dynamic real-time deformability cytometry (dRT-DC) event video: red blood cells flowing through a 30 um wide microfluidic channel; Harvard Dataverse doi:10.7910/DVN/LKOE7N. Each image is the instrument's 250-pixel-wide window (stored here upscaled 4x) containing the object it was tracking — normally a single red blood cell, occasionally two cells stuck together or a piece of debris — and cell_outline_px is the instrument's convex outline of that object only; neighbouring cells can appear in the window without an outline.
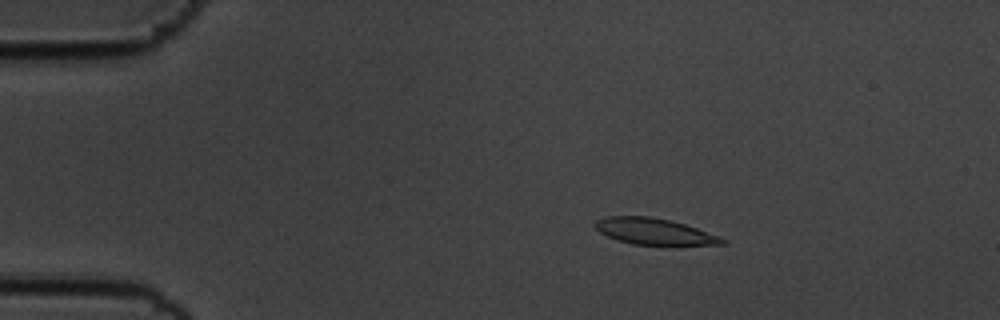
{"species": "common noctule bat (a hibernating species)", "species_latin": "Nyctalus noctula", "temperature_condition": "cold", "stored_images_in_passage": 51, "camera_frame_rate_fps": 3000, "um_per_image_px": 0.085, "animal": {"sex": "male", "body_mass_g": 19.5, "forearm_length_mm": 54.6}, "frame": {"image": 1, "passage_image": 4, "time_ms": 1.0, "image_size_px": [1000, 320], "cell_outline_px": [[728, 240], [724, 244], [632, 244], [616, 240], [600, 232], [596, 228], [596, 220], [608, 216], [648, 216], [668, 220], [684, 224], [720, 236]], "centroid_in_image_um": [55.6, 19.66], "position_along_channel_um": 29.4, "area_um2": 19.02}}
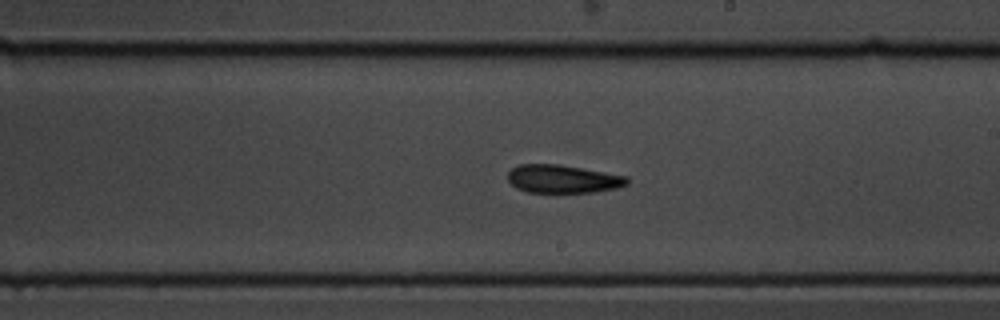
{"frame": {"image": 2, "passage_image": 27, "time_ms": 8.667, "image_size_px": [1000, 320], "cell_outline_px": [[628, 184], [616, 188], [596, 192], [528, 192], [516, 188], [508, 180], [508, 172], [512, 168], [520, 164], [556, 164], [628, 176]], "centroid_in_image_um": [47.83, 15.21], "position_along_channel_um": 241.2, "area_um2": 19.42}}
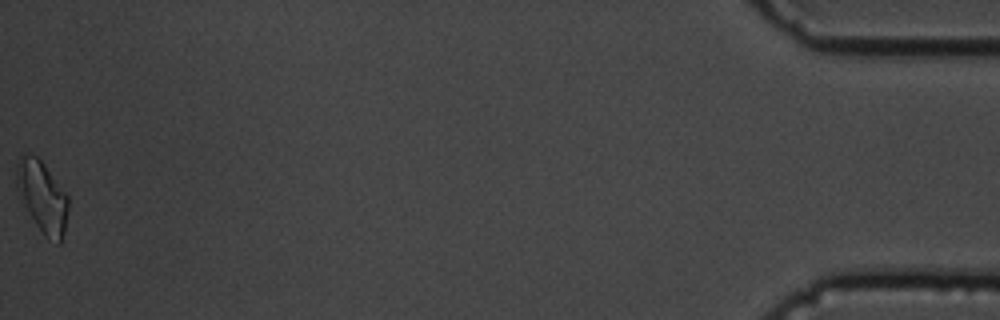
{"frame": {"image": 3, "passage_image": 51, "time_ms": 16.667, "image_size_px": [1000, 320], "cell_outline_px": [[68, 208], [64, 232], [60, 244], [56, 244], [48, 240], [24, 216], [16, 184], [16, 164], [20, 156], [36, 156], [44, 164], [68, 196]], "centroid_in_image_um": [3.55, 16.84], "position_along_channel_um": 431.7, "area_um2": 22.25}, "authors_computed_cell_mechanics": {"area_um2": 19.941, "velocity_mm_per_s": 3.5388, "shape_relaxation_time_tau1_ms": 4.3255, "shape_relaxation_time_tau2_ms": null, "deformation_change_tau1": 0.121, "deformation_change_tau2": null}}